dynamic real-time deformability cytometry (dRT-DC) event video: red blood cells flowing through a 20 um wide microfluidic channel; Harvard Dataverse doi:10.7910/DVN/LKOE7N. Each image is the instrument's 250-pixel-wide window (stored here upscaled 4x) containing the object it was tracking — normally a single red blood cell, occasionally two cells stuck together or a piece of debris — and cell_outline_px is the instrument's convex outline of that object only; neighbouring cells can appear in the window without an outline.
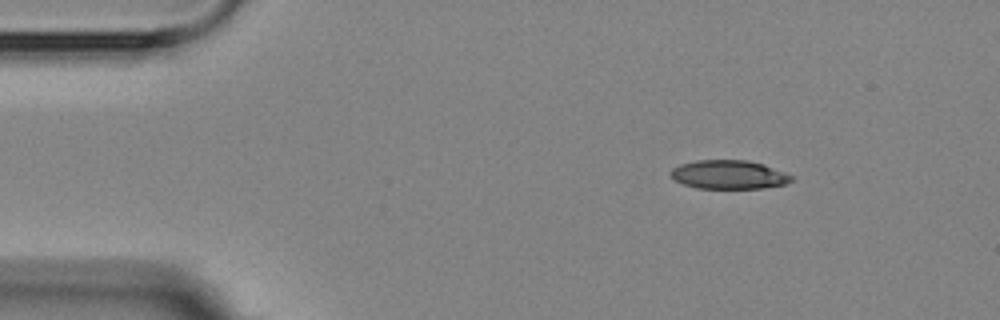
{"species": "Egyptian fruit bat (a non-hibernating species)", "species_latin": "Rousettus aegyptiacus", "temperature_condition": "room temperature", "stored_images_in_passage": 3, "camera_frame_rate_fps": 3000, "um_per_image_px": 0.085, "animal": {"sex": "female"}, "frame": {"image": 1, "passage_image": 1, "time_ms": 0.0, "image_size_px": [1000, 320], "cell_outline_px": [[792, 180], [784, 184], [764, 188], [696, 188], [684, 184], [676, 180], [672, 176], [672, 168], [680, 164], [696, 160], [748, 160], [764, 164], [784, 172], [792, 176]], "centroid_in_image_um": [61.96, 14.83], "position_along_channel_um": 23.0, "area_um2": 20.06}}